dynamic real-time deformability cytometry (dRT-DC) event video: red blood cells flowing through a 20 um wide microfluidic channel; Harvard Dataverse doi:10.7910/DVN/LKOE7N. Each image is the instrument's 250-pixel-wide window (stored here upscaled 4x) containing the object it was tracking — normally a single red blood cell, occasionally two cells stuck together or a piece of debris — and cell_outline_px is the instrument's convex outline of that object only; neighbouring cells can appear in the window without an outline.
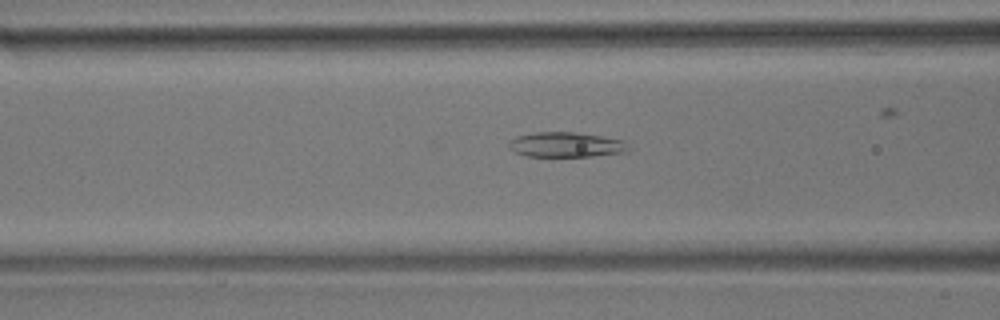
{"species": "common noctule bat (a hibernating species)", "species_latin": "Nyctalus noctula", "temperature_condition": "room temperature", "stored_images_in_passage": 39, "camera_frame_rate_fps": 3000, "um_per_image_px": 0.085, "animal": {"sex": "male", "body_mass_g": 17.9}, "frame": {"image": 1, "passage_image": 16, "time_ms": 5.0, "image_size_px": [1000, 320], "cell_outline_px": [[632, 148], [624, 152], [592, 156], [528, 156], [516, 152], [508, 148], [508, 140], [516, 136], [536, 132], [572, 132], [600, 136], [624, 140]], "centroid_in_image_um": [48.1, 12.29], "position_along_channel_um": 118.5, "area_um2": 17.4}}
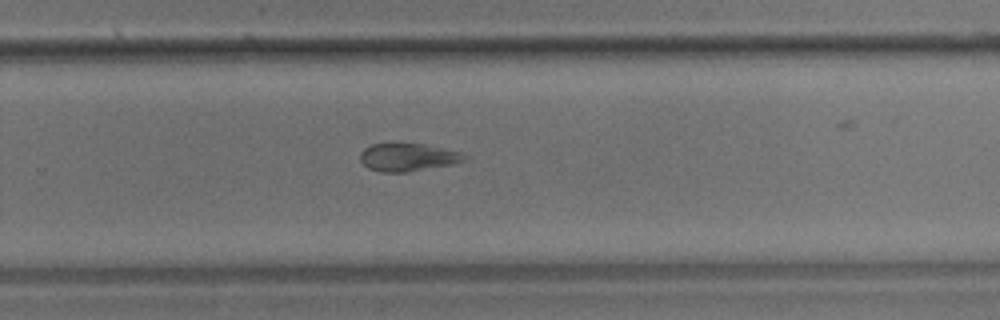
{"frame": {"image": 2, "passage_image": 31, "time_ms": 10.0, "image_size_px": [1000, 320], "cell_outline_px": [[468, 160], [452, 164], [408, 172], [380, 172], [368, 168], [360, 160], [360, 152], [364, 148], [372, 144], [392, 140], [424, 144], [460, 152], [468, 156]], "centroid_in_image_um": [34.63, 13.32], "position_along_channel_um": 295.2, "area_um2": 17.63}}
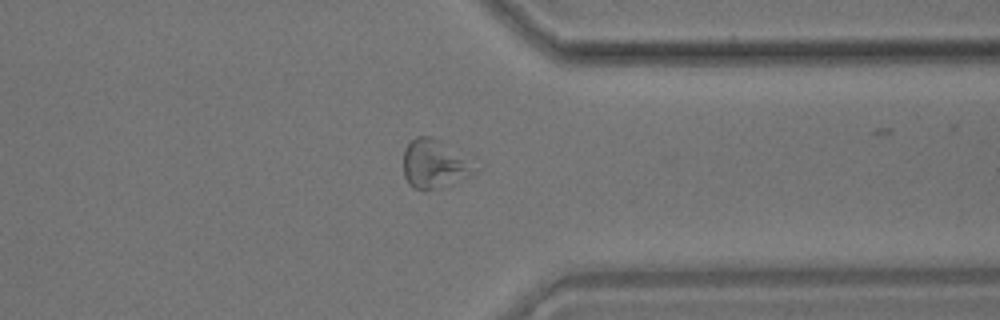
{"frame": {"image": 3, "passage_image": 38, "time_ms": 12.333, "image_size_px": [1000, 320], "cell_outline_px": [[480, 168], [476, 172], [468, 176], [432, 188], [412, 188], [408, 184], [404, 176], [404, 148], [416, 136], [428, 136], [440, 140]], "centroid_in_image_um": [36.89, 13.9], "position_along_channel_um": 374.5, "area_um2": 19.48}}